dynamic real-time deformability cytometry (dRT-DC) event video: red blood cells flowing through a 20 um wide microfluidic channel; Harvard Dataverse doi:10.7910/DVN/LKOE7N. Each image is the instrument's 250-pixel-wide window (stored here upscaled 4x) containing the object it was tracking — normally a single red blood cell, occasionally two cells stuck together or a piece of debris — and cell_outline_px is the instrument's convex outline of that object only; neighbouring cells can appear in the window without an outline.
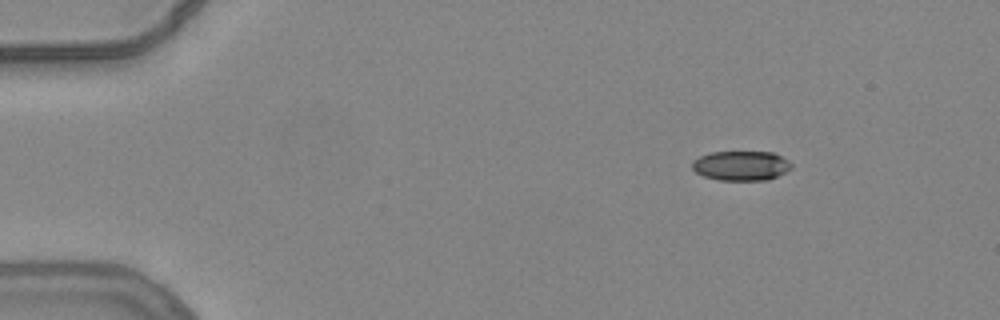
{"species": "common noctule bat (a hibernating species)", "species_latin": "Nyctalus noctula", "temperature_condition": "warm", "stored_images_in_passage": 48, "camera_frame_rate_fps": 3000, "um_per_image_px": 0.085, "animal": {"sex": "female", "body_mass_g": 24.6, "forearm_length_mm": 56.2}, "frame": {"image": 1, "passage_image": 1, "time_ms": 0.0, "image_size_px": [1000, 320], "cell_outline_px": [[792, 168], [768, 180], [720, 180], [704, 176], [696, 172], [692, 168], [692, 160], [700, 156], [712, 152], [772, 152], [788, 160], [792, 164]], "centroid_in_image_um": [62.98, 14.08], "position_along_channel_um": 22.0, "area_um2": 17.05}}
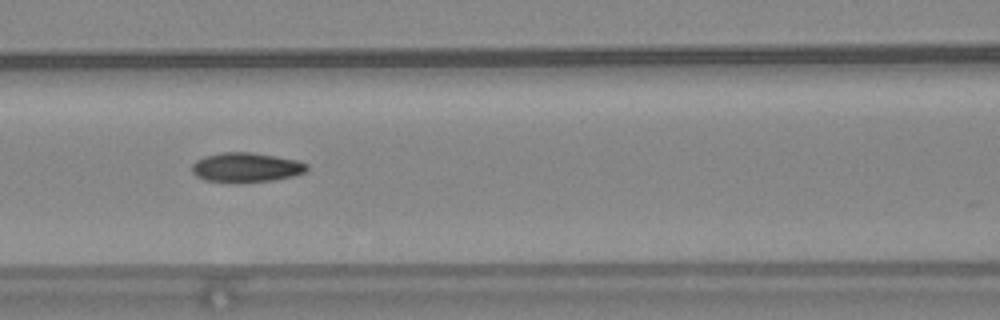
{"frame": {"image": 2, "passage_image": 18, "time_ms": 5.667, "image_size_px": [1000, 320], "cell_outline_px": [[308, 168], [304, 172], [296, 176], [272, 180], [236, 184], [204, 180], [196, 176], [192, 172], [192, 164], [196, 160], [204, 156], [224, 152], [252, 152], [276, 156], [296, 160], [308, 164]], "centroid_in_image_um": [20.9, 14.25], "position_along_channel_um": 145.7, "area_um2": 20.17}}
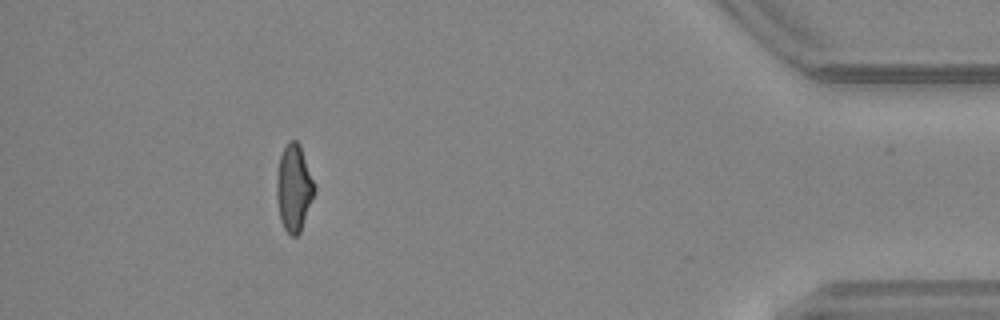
{"frame": {"image": 3, "passage_image": 43, "time_ms": 14.0, "image_size_px": [1000, 320], "cell_outline_px": [[316, 192], [300, 232], [296, 236], [292, 236], [284, 228], [280, 220], [276, 200], [276, 176], [280, 156], [288, 140], [296, 140], [300, 144], [316, 188]], "centroid_in_image_um": [24.98, 15.97], "position_along_channel_um": 410.2, "area_um2": 19.31}, "authors_computed_cell_mechanics": {"area_um2": 19.3052, "velocity_mm_per_s": 3.839, "shape_relaxation_time_tau1_ms": null, "shape_relaxation_time_tau2_ms": 2.8794, "deformation_change_tau1": null, "deformation_change_tau2": 0.0904}}